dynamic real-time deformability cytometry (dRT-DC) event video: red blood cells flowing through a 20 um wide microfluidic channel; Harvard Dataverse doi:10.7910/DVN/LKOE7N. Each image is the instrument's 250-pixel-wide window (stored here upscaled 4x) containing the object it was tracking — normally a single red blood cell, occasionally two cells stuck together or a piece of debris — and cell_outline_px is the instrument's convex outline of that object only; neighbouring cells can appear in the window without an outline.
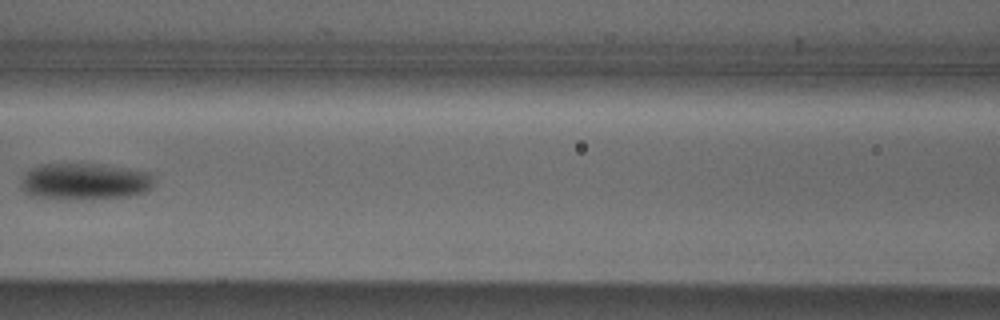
{"species": "Egyptian fruit bat (a non-hibernating species)", "species_latin": "Rousettus aegyptiacus", "temperature_condition": "cold", "stored_images_in_passage": 6, "camera_frame_rate_fps": 3000, "um_per_image_px": 0.085, "animal": {"sex": "male"}, "frame": {"image": 1, "passage_image": 6, "time_ms": 6.0, "image_size_px": [1000, 320], "cell_outline_px": [[156, 180], [152, 188], [148, 192], [128, 196], [80, 200], [32, 196], [24, 192], [20, 184], [24, 176], [32, 168], [40, 164], [104, 164], [148, 172]], "centroid_in_image_um": [7.26, 15.43], "position_along_channel_um": 159.3, "area_um2": 28.67}}